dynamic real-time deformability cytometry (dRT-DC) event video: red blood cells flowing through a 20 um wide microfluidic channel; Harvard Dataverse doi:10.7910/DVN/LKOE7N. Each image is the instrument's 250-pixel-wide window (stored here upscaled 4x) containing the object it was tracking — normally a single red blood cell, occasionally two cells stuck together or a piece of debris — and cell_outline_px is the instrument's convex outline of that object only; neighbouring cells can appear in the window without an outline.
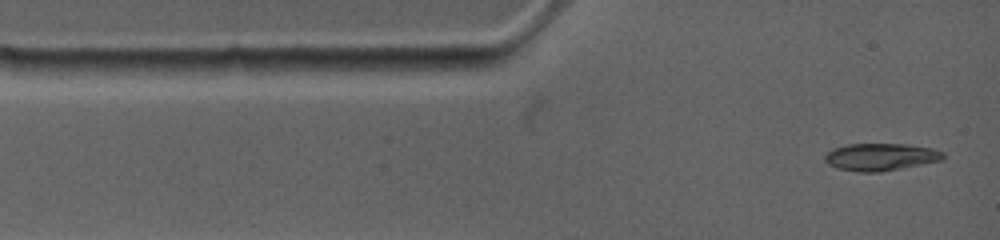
{"species": "common noctule bat (a hibernating species)", "species_latin": "Nyctalus noctula", "temperature_condition": "warm", "stored_images_in_passage": 14, "camera_frame_rate_fps": 4500, "um_per_image_px": 0.085, "animal": {"sex": "female", "body_mass_g": 19.0, "forearm_length_mm": 53.3}, "frame": {"image": 1, "passage_image": 1, "time_ms": 0.0, "image_size_px": [1000, 240], "cell_outline_px": [[944, 160], [880, 172], [856, 172], [836, 168], [828, 164], [824, 160], [824, 156], [832, 148], [848, 144], [908, 144], [932, 148], [944, 152]], "centroid_in_image_um": [74.85, 13.34], "position_along_channel_um": 10.2, "area_um2": 19.02}}
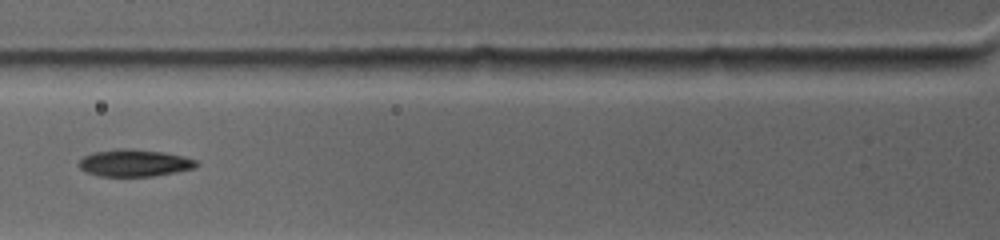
{"frame": {"image": 2, "passage_image": 7, "time_ms": 3.556, "image_size_px": [1000, 240], "cell_outline_px": [[200, 164], [196, 168], [176, 172], [152, 176], [96, 176], [80, 168], [80, 160], [84, 156], [96, 152], [116, 148], [128, 148], [164, 152], [184, 156], [196, 160]], "centroid_in_image_um": [11.48, 13.85], "position_along_channel_um": 114.3, "area_um2": 18.55}}
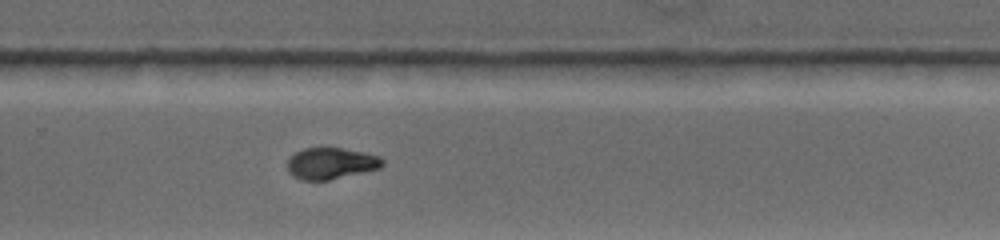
{"frame": {"image": 3, "passage_image": 14, "time_ms": 8.444, "image_size_px": [1000, 240], "cell_outline_px": [[384, 164], [380, 168], [328, 180], [300, 180], [292, 176], [288, 172], [288, 160], [296, 152], [304, 148], [340, 148], [364, 152], [380, 156], [384, 160]], "centroid_in_image_um": [28.13, 13.89], "position_along_channel_um": 301.7, "area_um2": 17.34}}